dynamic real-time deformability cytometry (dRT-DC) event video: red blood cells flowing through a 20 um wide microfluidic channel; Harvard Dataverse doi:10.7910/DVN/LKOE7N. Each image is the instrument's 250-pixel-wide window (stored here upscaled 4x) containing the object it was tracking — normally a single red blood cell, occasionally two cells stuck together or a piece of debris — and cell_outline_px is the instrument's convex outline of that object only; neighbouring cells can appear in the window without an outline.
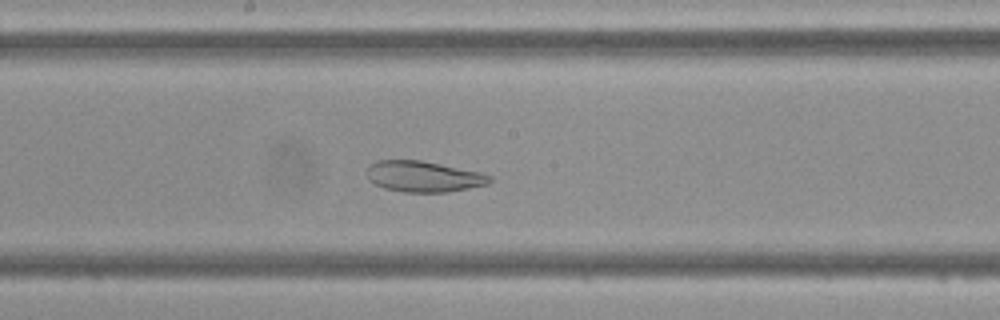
{"species": "Egyptian fruit bat (a non-hibernating species)", "species_latin": "Rousettus aegyptiacus", "temperature_condition": "cold", "stored_images_in_passage": 46, "camera_frame_rate_fps": 3000, "um_per_image_px": 0.085, "frame": {"image": 1, "passage_image": 24, "time_ms": 7.667, "image_size_px": [1000, 320], "cell_outline_px": [[492, 180], [488, 184], [448, 192], [404, 192], [384, 188], [368, 180], [368, 164], [376, 160], [420, 160], [480, 172], [492, 176]], "centroid_in_image_um": [35.99, 15.0], "position_along_channel_um": 212.2, "area_um2": 22.08}}
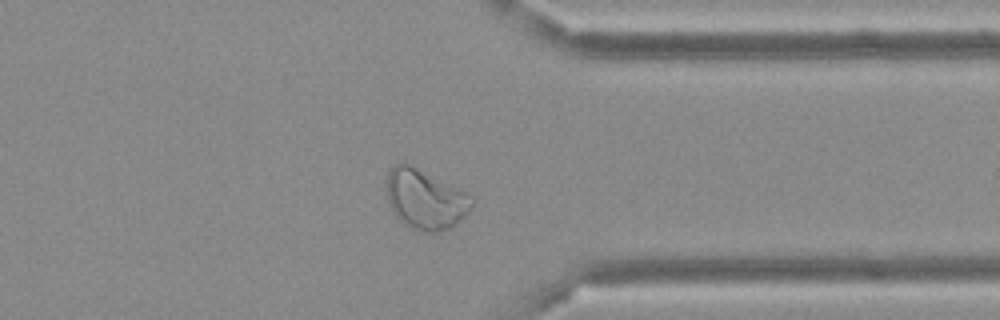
{"frame": {"image": 2, "passage_image": 36, "time_ms": 11.667, "image_size_px": [1000, 320], "cell_outline_px": [[472, 204], [468, 212], [456, 224], [448, 228], [436, 232], [420, 232], [404, 224], [396, 216], [388, 204], [388, 168], [404, 160], [412, 164], [472, 196]], "centroid_in_image_um": [36.11, 16.92], "position_along_channel_um": 375.3, "area_um2": 29.59}}
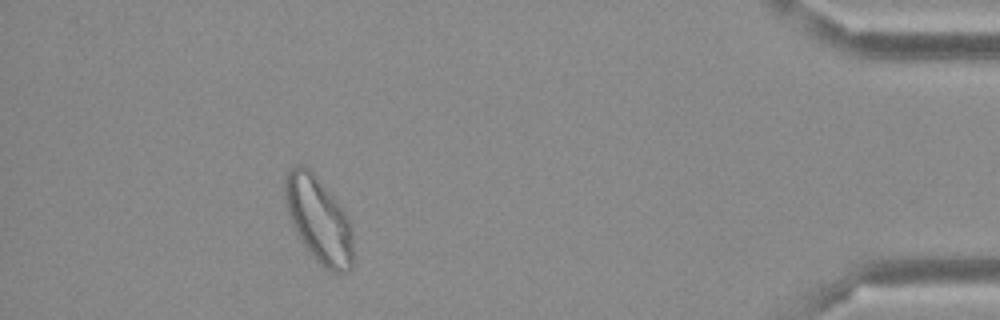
{"frame": {"image": 3, "passage_image": 42, "time_ms": 13.667, "image_size_px": [1000, 320], "cell_outline_px": [[352, 268], [348, 272], [332, 272], [324, 268], [312, 256], [304, 244], [292, 224], [288, 212], [284, 196], [284, 180], [288, 172], [296, 164], [304, 164], [312, 172], [332, 196], [348, 216], [352, 228]], "centroid_in_image_um": [27.09, 18.69], "position_along_channel_um": 408.1, "area_um2": 33.7}}